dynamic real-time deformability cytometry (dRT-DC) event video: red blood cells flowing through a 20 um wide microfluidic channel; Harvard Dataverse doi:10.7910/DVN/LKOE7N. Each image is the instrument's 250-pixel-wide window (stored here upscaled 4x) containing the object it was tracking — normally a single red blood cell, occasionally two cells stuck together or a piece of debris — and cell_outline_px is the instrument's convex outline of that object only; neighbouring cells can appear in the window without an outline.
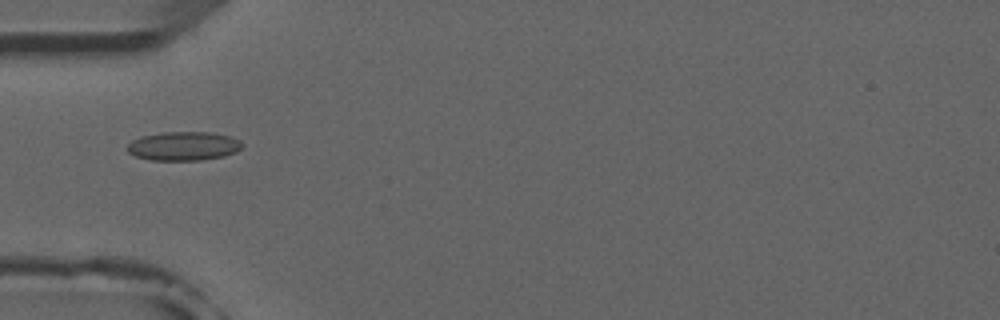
{"species": "common noctule bat (a hibernating species)", "species_latin": "Nyctalus noctula", "temperature_condition": "room temperature", "stored_images_in_passage": 7, "camera_frame_rate_fps": 3000, "um_per_image_px": 0.085, "animal": {"sex": "male", "forearm_length_mm": 52.5}, "frame": {"image": 1, "passage_image": 4, "time_ms": 4.333, "image_size_px": [1000, 320], "cell_outline_px": [[244, 144], [236, 152], [224, 156], [200, 160], [152, 160], [136, 156], [128, 152], [124, 148], [132, 140], [140, 136], [164, 132], [208, 132], [232, 136], [240, 140]], "centroid_in_image_um": [15.6, 12.41], "position_along_channel_um": 69.4, "area_um2": 19.48}}
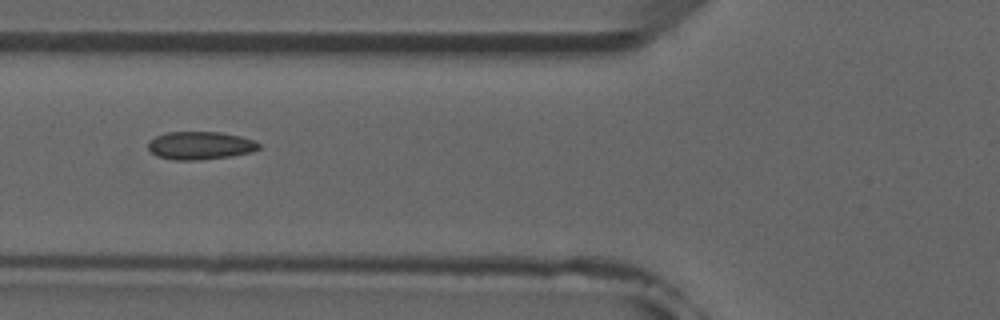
{"frame": {"image": 2, "passage_image": 5, "time_ms": 5.333, "image_size_px": [1000, 320], "cell_outline_px": [[260, 148], [248, 152], [232, 156], [200, 160], [172, 160], [156, 156], [148, 148], [148, 144], [156, 136], [168, 132], [220, 132], [240, 136], [256, 140], [260, 144]], "centroid_in_image_um": [17.03, 12.37], "position_along_channel_um": 108.8, "area_um2": 18.03}}
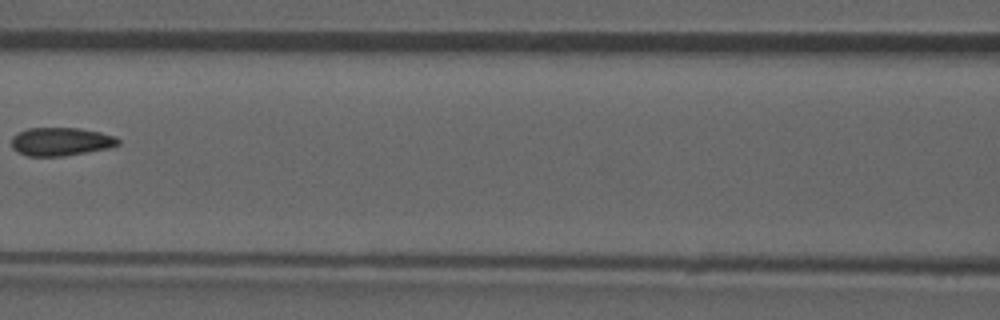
{"frame": {"image": 3, "passage_image": 6, "time_ms": 6.667, "image_size_px": [1000, 320], "cell_outline_px": [[120, 144], [108, 148], [64, 156], [28, 156], [12, 148], [12, 136], [28, 128], [80, 128], [100, 132], [116, 136], [120, 140]], "centroid_in_image_um": [5.2, 12.03], "position_along_channel_um": 161.4, "area_um2": 17.51}}